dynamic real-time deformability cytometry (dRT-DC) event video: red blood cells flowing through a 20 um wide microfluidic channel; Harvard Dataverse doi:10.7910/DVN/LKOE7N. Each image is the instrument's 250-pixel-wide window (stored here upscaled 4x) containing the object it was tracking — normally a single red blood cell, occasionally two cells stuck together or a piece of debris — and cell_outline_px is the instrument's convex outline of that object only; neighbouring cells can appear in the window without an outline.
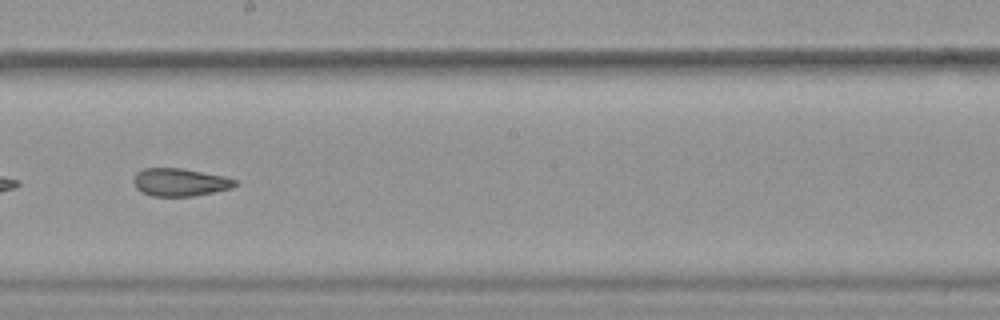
{"species": "common noctule bat (a hibernating species)", "species_latin": "Nyctalus noctula", "temperature_condition": "warm", "stored_images_in_passage": 50, "camera_frame_rate_fps": 3000, "um_per_image_px": 0.085, "animal": {"sex": "female", "body_mass_g": 19.9}, "frame": {"image": 1, "passage_image": 29, "time_ms": 9.333, "image_size_px": [1000, 320], "cell_outline_px": [[240, 184], [232, 188], [192, 196], [152, 196], [136, 188], [132, 180], [136, 172], [144, 168], [180, 168], [224, 176], [236, 180]], "centroid_in_image_um": [15.29, 15.48], "position_along_channel_um": 232.9, "area_um2": 16.42}}